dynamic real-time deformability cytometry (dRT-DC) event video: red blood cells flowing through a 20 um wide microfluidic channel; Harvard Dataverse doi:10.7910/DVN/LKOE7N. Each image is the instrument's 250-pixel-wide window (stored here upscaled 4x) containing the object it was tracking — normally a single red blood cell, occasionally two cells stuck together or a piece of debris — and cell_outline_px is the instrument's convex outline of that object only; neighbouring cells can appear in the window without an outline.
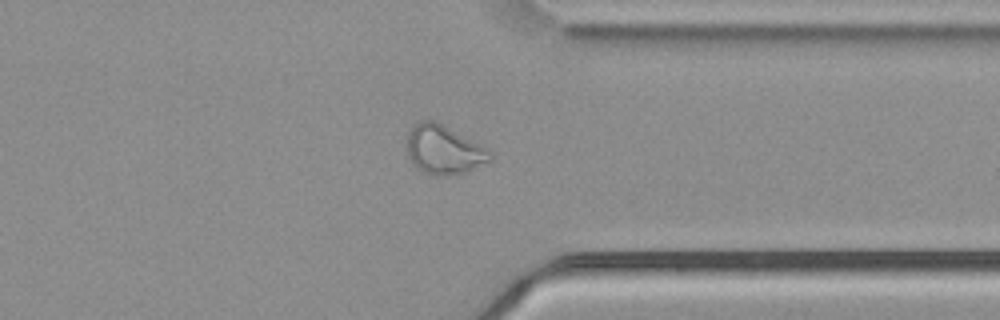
{"species": "common noctule bat (a hibernating species)", "species_latin": "Nyctalus noctula", "temperature_condition": "cold", "stored_images_in_passage": 55, "camera_frame_rate_fps": 3000, "um_per_image_px": 0.085, "animal": {"sex": "male", "body_mass_g": 21.5, "forearm_length_mm": 52.0}, "frame": {"image": 1, "passage_image": 43, "time_ms": 14.0, "image_size_px": [1000, 320], "cell_outline_px": [[492, 160], [468, 172], [444, 176], [436, 176], [424, 172], [412, 164], [408, 156], [408, 136], [412, 128], [420, 120], [436, 120], [480, 144], [492, 156]], "centroid_in_image_um": [37.73, 12.74], "position_along_channel_um": 373.7, "area_um2": 23.58}}
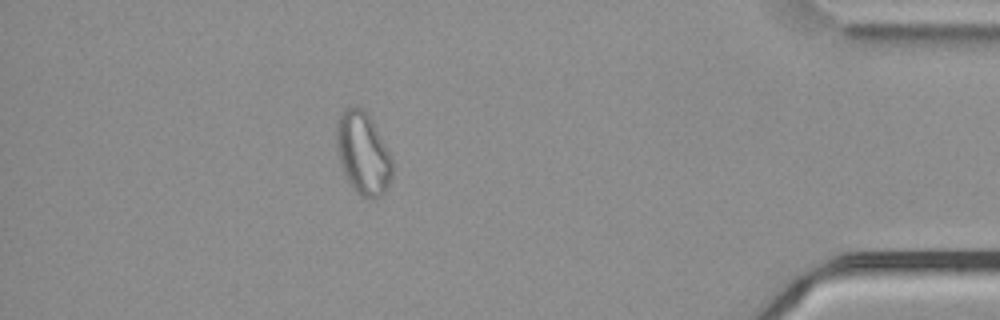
{"frame": {"image": 2, "passage_image": 49, "time_ms": 16.0, "image_size_px": [1000, 320], "cell_outline_px": [[392, 176], [384, 192], [380, 196], [372, 200], [368, 200], [360, 196], [356, 192], [348, 180], [340, 164], [336, 148], [336, 120], [340, 112], [344, 108], [356, 104], [364, 108], [372, 120], [392, 156]], "centroid_in_image_um": [30.84, 12.99], "position_along_channel_um": 404.4, "area_um2": 27.34}, "authors_computed_cell_mechanics": {"area_um2": 25.8944, "velocity_mm_per_s": 3.7391, "shape_relaxation_time_tau1_ms": null, "shape_relaxation_time_tau2_ms": 2.3871, "deformation_change_tau1": null, "deformation_change_tau2": 0.0908}}